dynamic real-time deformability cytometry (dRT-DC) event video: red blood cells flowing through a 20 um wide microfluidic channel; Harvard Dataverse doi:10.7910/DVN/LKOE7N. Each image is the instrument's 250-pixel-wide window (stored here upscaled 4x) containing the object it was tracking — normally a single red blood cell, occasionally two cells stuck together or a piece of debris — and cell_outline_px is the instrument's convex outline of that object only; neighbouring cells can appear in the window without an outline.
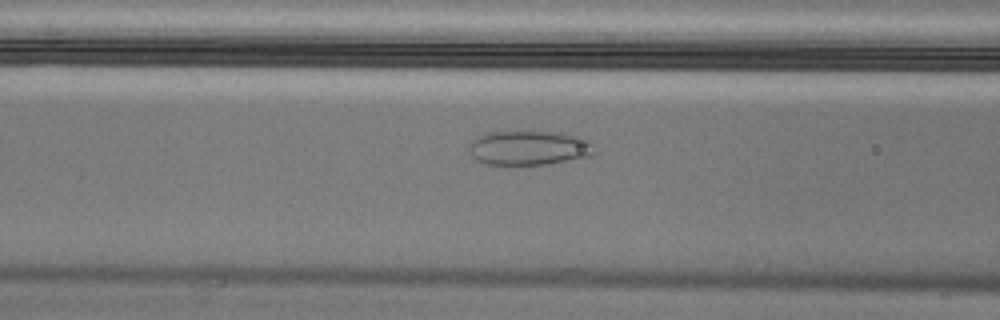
{"species": "Egyptian fruit bat (a non-hibernating species)", "species_latin": "Rousettus aegyptiacus", "temperature_condition": "cold", "stored_images_in_passage": 7, "camera_frame_rate_fps": 3000, "um_per_image_px": 0.085, "animal": {"sex": "male"}, "frame": {"image": 1, "passage_image": 5, "time_ms": 1.333, "image_size_px": [1000, 320], "cell_outline_px": [[596, 152], [592, 156], [548, 164], [484, 164], [476, 160], [472, 156], [468, 148], [468, 144], [472, 140], [488, 132], [560, 132], [584, 136], [592, 144]], "centroid_in_image_um": [45.0, 12.57], "position_along_channel_um": 121.6, "area_um2": 25.37}}